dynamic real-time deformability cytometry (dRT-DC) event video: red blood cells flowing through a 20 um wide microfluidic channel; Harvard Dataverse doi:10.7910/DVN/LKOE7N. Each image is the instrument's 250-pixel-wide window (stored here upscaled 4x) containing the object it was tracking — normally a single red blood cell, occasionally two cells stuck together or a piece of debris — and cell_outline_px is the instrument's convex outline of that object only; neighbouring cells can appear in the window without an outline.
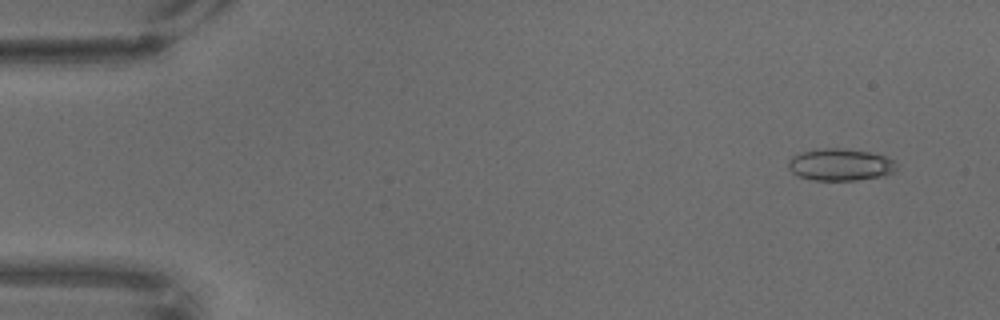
{"species": "common noctule bat (a hibernating species)", "species_latin": "Nyctalus noctula", "temperature_condition": "warm", "stored_images_in_passage": 16, "camera_frame_rate_fps": 3000, "um_per_image_px": 0.085, "animal": {"sex": "male", "body_mass_g": 18.8}, "frame": {"image": 1, "passage_image": 1, "time_ms": 0.0, "image_size_px": [1000, 320], "cell_outline_px": [[896, 172], [884, 176], [856, 180], [812, 180], [796, 176], [788, 168], [788, 160], [792, 156], [800, 152], [824, 148], [840, 148], [868, 152], [884, 156], [892, 160], [896, 164]], "centroid_in_image_um": [71.4, 14.01], "position_along_channel_um": 13.6, "area_um2": 20.29}}
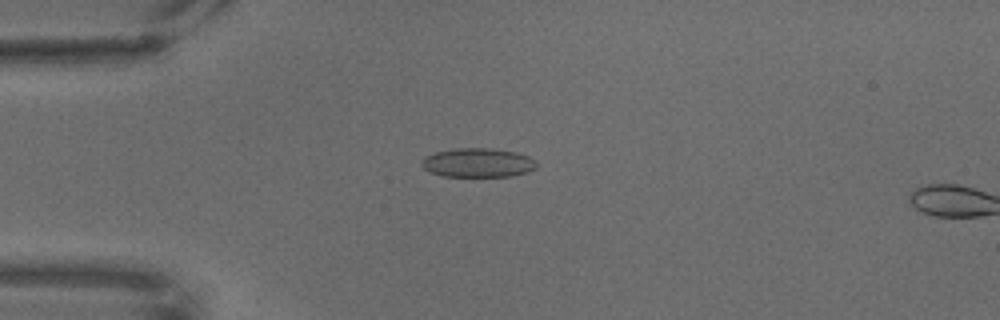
{"frame": {"image": 2, "passage_image": 14, "time_ms": 4.333, "image_size_px": [1000, 320], "cell_outline_px": [[536, 168], [528, 172], [512, 176], [440, 176], [424, 168], [420, 164], [424, 156], [436, 152], [456, 148], [492, 148], [516, 152], [528, 156], [536, 160]], "centroid_in_image_um": [40.63, 13.83], "position_along_channel_um": 44.4, "area_um2": 19.54}}